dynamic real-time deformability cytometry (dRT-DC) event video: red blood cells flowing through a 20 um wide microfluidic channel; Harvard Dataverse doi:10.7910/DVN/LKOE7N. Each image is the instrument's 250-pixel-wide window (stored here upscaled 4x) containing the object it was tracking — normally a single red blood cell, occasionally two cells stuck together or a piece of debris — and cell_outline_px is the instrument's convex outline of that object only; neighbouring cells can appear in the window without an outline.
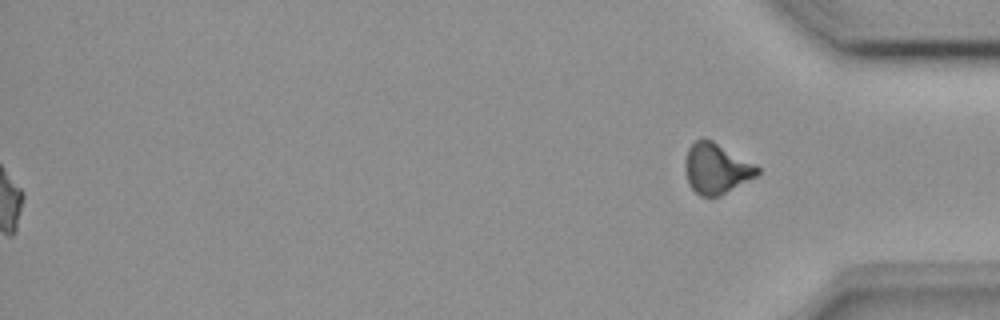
{"species": "common noctule bat (a hibernating species)", "species_latin": "Nyctalus noctula", "temperature_condition": "room temperature", "stored_images_in_passage": 52, "segment_of_instrument_passage": [2, 2], "camera_frame_rate_fps": 3000, "um_per_image_px": 0.085, "animal": {"sex": "female", "body_mass_g": 18.4}, "frame": {"image": 1, "passage_image": 52, "time_ms": 17.0, "image_size_px": [1000, 320], "cell_outline_px": [[760, 172], [756, 176], [720, 196], [700, 196], [688, 184], [684, 168], [684, 160], [688, 148], [696, 140], [712, 140], [756, 164], [760, 168]], "centroid_in_image_um": [60.88, 14.33], "position_along_channel_um": 374.3, "area_um2": 21.21}}